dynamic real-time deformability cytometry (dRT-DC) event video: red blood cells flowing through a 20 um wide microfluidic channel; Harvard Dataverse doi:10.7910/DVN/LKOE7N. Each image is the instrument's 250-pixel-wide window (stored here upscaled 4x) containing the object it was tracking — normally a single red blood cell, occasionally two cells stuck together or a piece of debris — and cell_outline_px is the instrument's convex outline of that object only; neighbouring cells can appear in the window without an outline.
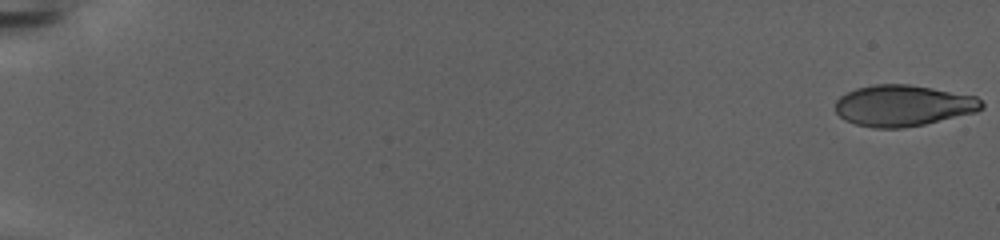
{"species": "human", "species_latin": "Homo sapiens", "temperature_condition": "warm", "stored_images_in_passage": 158, "camera_frame_rate_fps": 3000, "um_per_image_px": 0.085, "donor": {"sex": "female"}, "frame": {"image": 1, "passage_image": 1, "time_ms": 0.0, "image_size_px": [1000, 240], "cell_outline_px": [[984, 108], [976, 112], [924, 124], [900, 128], [876, 128], [856, 124], [844, 120], [836, 112], [836, 100], [840, 96], [856, 88], [876, 84], [908, 84], [932, 88], [976, 96], [984, 104]], "centroid_in_image_um": [76.77, 8.97], "position_along_channel_um": 8.2, "area_um2": 34.97}}
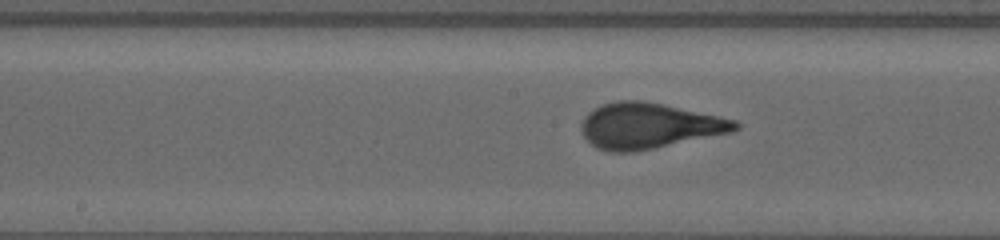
{"frame": {"image": 2, "passage_image": 87, "time_ms": 28.667, "image_size_px": [1000, 240], "cell_outline_px": [[740, 128], [732, 132], [636, 152], [608, 152], [596, 148], [584, 136], [580, 128], [580, 124], [584, 116], [588, 112], [600, 104], [616, 100], [644, 100], [664, 104], [720, 116], [736, 120], [740, 124]], "centroid_in_image_um": [55.14, 10.68], "position_along_channel_um": 193.1, "area_um2": 41.33}}
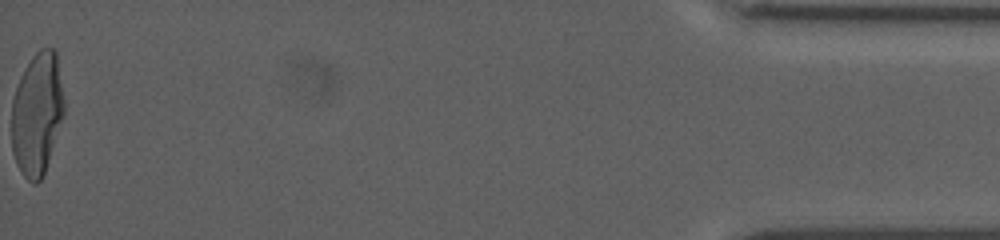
{"frame": {"image": 3, "passage_image": 158, "time_ms": 52.333, "image_size_px": [1000, 240], "cell_outline_px": [[64, 116], [44, 172], [40, 180], [36, 184], [32, 184], [24, 176], [16, 164], [12, 152], [12, 100], [20, 76], [24, 68], [32, 56], [40, 48], [52, 48], [56, 52], [64, 100]], "centroid_in_image_um": [3.15, 9.67], "position_along_channel_um": 432.1, "area_um2": 37.51}}